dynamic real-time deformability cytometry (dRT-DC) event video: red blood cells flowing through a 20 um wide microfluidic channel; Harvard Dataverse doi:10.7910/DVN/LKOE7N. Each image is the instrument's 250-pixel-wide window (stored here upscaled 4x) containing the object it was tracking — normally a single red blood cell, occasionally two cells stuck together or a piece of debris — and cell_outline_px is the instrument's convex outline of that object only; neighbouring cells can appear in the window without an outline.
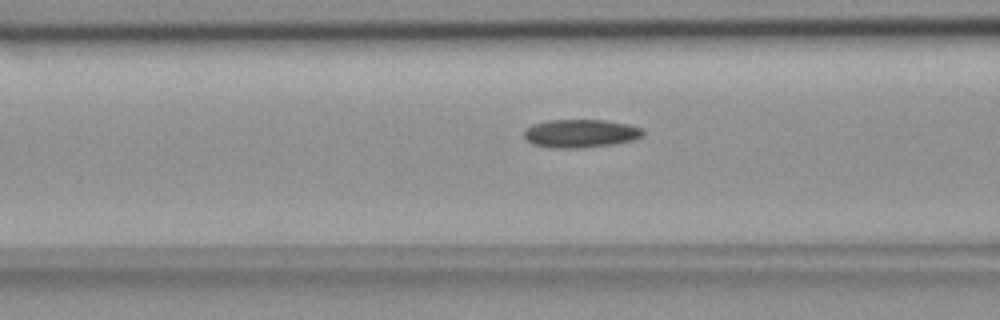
{"species": "common noctule bat (a hibernating species)", "species_latin": "Nyctalus noctula", "temperature_condition": "room temperature", "stored_images_in_passage": 39, "camera_frame_rate_fps": 3000, "um_per_image_px": 0.085, "animal": {"sex": "female", "body_mass_g": 18.4}, "frame": {"image": 1, "passage_image": 13, "time_ms": 4.0, "image_size_px": [1000, 320], "cell_outline_px": [[644, 136], [632, 140], [612, 144], [576, 148], [556, 148], [532, 144], [524, 136], [524, 128], [532, 124], [548, 120], [604, 120], [628, 124], [640, 128], [644, 132]], "centroid_in_image_um": [49.32, 11.33], "position_along_channel_um": 117.3, "area_um2": 19.48}}
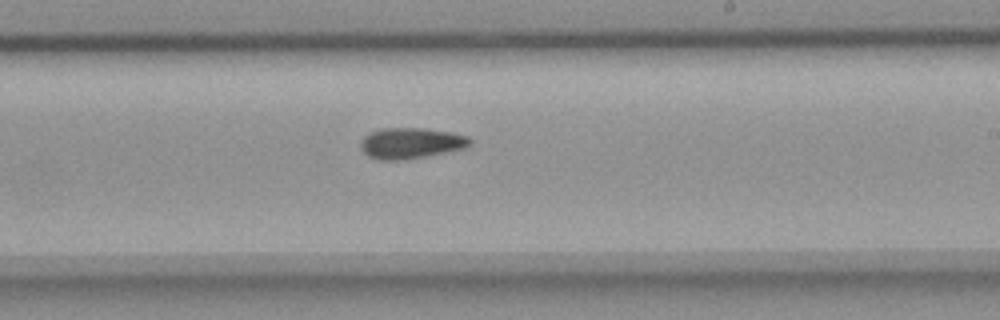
{"frame": {"image": 2, "passage_image": 24, "time_ms": 7.667, "image_size_px": [1000, 320], "cell_outline_px": [[472, 144], [464, 148], [424, 156], [400, 160], [380, 160], [368, 156], [360, 148], [360, 144], [364, 136], [380, 128], [424, 128], [452, 132], [468, 136], [472, 140]], "centroid_in_image_um": [34.93, 12.15], "position_along_channel_um": 254.1, "area_um2": 19.59}}
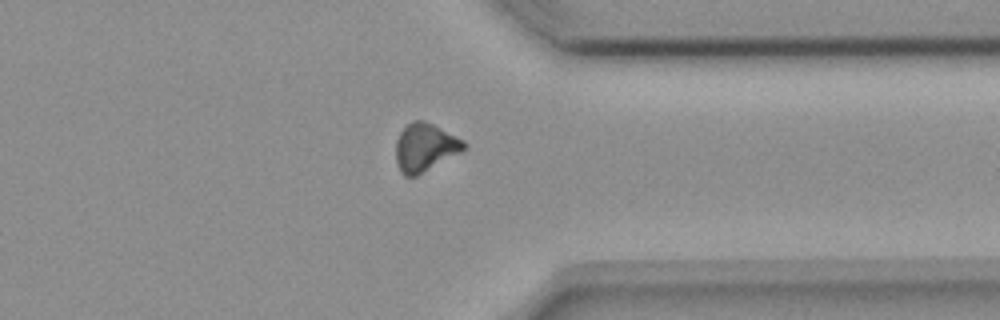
{"frame": {"image": 3, "passage_image": 34, "time_ms": 11.0, "image_size_px": [1000, 320], "cell_outline_px": [[468, 148], [416, 176], [404, 176], [400, 172], [396, 164], [396, 140], [400, 132], [412, 120], [424, 120], [464, 140], [468, 144]], "centroid_in_image_um": [36.12, 12.53], "position_along_channel_um": 375.3, "area_um2": 19.07}}